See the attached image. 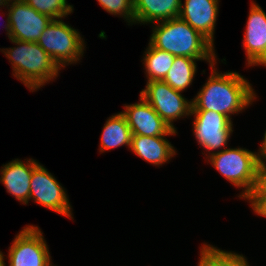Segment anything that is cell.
Instances as JSON below:
<instances>
[{"label": "cell", "instance_id": "52a82bcc", "mask_svg": "<svg viewBox=\"0 0 266 266\" xmlns=\"http://www.w3.org/2000/svg\"><path fill=\"white\" fill-rule=\"evenodd\" d=\"M8 6L11 7L8 8L5 29L9 39L37 42L44 29L53 20L37 12L23 0H9Z\"/></svg>", "mask_w": 266, "mask_h": 266}, {"label": "cell", "instance_id": "9c48e42d", "mask_svg": "<svg viewBox=\"0 0 266 266\" xmlns=\"http://www.w3.org/2000/svg\"><path fill=\"white\" fill-rule=\"evenodd\" d=\"M72 219L67 194L51 173L38 164L32 171L29 199Z\"/></svg>", "mask_w": 266, "mask_h": 266}, {"label": "cell", "instance_id": "4316f807", "mask_svg": "<svg viewBox=\"0 0 266 266\" xmlns=\"http://www.w3.org/2000/svg\"><path fill=\"white\" fill-rule=\"evenodd\" d=\"M8 3H9V0H0V6H3V7H5V6H7V8H8Z\"/></svg>", "mask_w": 266, "mask_h": 266}, {"label": "cell", "instance_id": "2e32d148", "mask_svg": "<svg viewBox=\"0 0 266 266\" xmlns=\"http://www.w3.org/2000/svg\"><path fill=\"white\" fill-rule=\"evenodd\" d=\"M181 0H134L135 23H156L179 17Z\"/></svg>", "mask_w": 266, "mask_h": 266}, {"label": "cell", "instance_id": "603a6c76", "mask_svg": "<svg viewBox=\"0 0 266 266\" xmlns=\"http://www.w3.org/2000/svg\"><path fill=\"white\" fill-rule=\"evenodd\" d=\"M249 198H266V162L258 160L257 181L253 193Z\"/></svg>", "mask_w": 266, "mask_h": 266}, {"label": "cell", "instance_id": "5bb4252c", "mask_svg": "<svg viewBox=\"0 0 266 266\" xmlns=\"http://www.w3.org/2000/svg\"><path fill=\"white\" fill-rule=\"evenodd\" d=\"M38 164L32 158L26 163L15 159L1 168L0 181L5 185L7 192L15 196L22 204H28L32 171Z\"/></svg>", "mask_w": 266, "mask_h": 266}, {"label": "cell", "instance_id": "277c9868", "mask_svg": "<svg viewBox=\"0 0 266 266\" xmlns=\"http://www.w3.org/2000/svg\"><path fill=\"white\" fill-rule=\"evenodd\" d=\"M214 168L236 187L244 188L240 198L248 199L257 181V153L244 148H226L209 152Z\"/></svg>", "mask_w": 266, "mask_h": 266}, {"label": "cell", "instance_id": "6da1fadb", "mask_svg": "<svg viewBox=\"0 0 266 266\" xmlns=\"http://www.w3.org/2000/svg\"><path fill=\"white\" fill-rule=\"evenodd\" d=\"M211 65L212 73L194 99L192 111H215L225 115L238 113L256 99L250 83L238 72L218 73Z\"/></svg>", "mask_w": 266, "mask_h": 266}, {"label": "cell", "instance_id": "8992f818", "mask_svg": "<svg viewBox=\"0 0 266 266\" xmlns=\"http://www.w3.org/2000/svg\"><path fill=\"white\" fill-rule=\"evenodd\" d=\"M140 96L173 130H175L173 120L191 115L192 101L189 102L180 91L174 90L163 80L147 82L146 88L140 92Z\"/></svg>", "mask_w": 266, "mask_h": 266}, {"label": "cell", "instance_id": "ffe728a7", "mask_svg": "<svg viewBox=\"0 0 266 266\" xmlns=\"http://www.w3.org/2000/svg\"><path fill=\"white\" fill-rule=\"evenodd\" d=\"M203 245L198 266H244L247 263L243 255L223 251L205 243Z\"/></svg>", "mask_w": 266, "mask_h": 266}, {"label": "cell", "instance_id": "cb8c5ba5", "mask_svg": "<svg viewBox=\"0 0 266 266\" xmlns=\"http://www.w3.org/2000/svg\"><path fill=\"white\" fill-rule=\"evenodd\" d=\"M256 214L266 217V198H248Z\"/></svg>", "mask_w": 266, "mask_h": 266}, {"label": "cell", "instance_id": "44dd1931", "mask_svg": "<svg viewBox=\"0 0 266 266\" xmlns=\"http://www.w3.org/2000/svg\"><path fill=\"white\" fill-rule=\"evenodd\" d=\"M37 12L51 17L53 20L62 19L73 12V6L66 0H23Z\"/></svg>", "mask_w": 266, "mask_h": 266}, {"label": "cell", "instance_id": "484cf974", "mask_svg": "<svg viewBox=\"0 0 266 266\" xmlns=\"http://www.w3.org/2000/svg\"><path fill=\"white\" fill-rule=\"evenodd\" d=\"M0 266H6L4 263V256L3 253L0 251Z\"/></svg>", "mask_w": 266, "mask_h": 266}, {"label": "cell", "instance_id": "3957f363", "mask_svg": "<svg viewBox=\"0 0 266 266\" xmlns=\"http://www.w3.org/2000/svg\"><path fill=\"white\" fill-rule=\"evenodd\" d=\"M10 41L17 46L1 51L11 60L13 75L27 88L35 91L58 76L60 68L37 42Z\"/></svg>", "mask_w": 266, "mask_h": 266}, {"label": "cell", "instance_id": "4fadbf2b", "mask_svg": "<svg viewBox=\"0 0 266 266\" xmlns=\"http://www.w3.org/2000/svg\"><path fill=\"white\" fill-rule=\"evenodd\" d=\"M179 17L214 45L219 0H185Z\"/></svg>", "mask_w": 266, "mask_h": 266}, {"label": "cell", "instance_id": "7402d4cb", "mask_svg": "<svg viewBox=\"0 0 266 266\" xmlns=\"http://www.w3.org/2000/svg\"><path fill=\"white\" fill-rule=\"evenodd\" d=\"M99 4L111 15L124 16L127 22H135L134 0H97Z\"/></svg>", "mask_w": 266, "mask_h": 266}, {"label": "cell", "instance_id": "5b68a950", "mask_svg": "<svg viewBox=\"0 0 266 266\" xmlns=\"http://www.w3.org/2000/svg\"><path fill=\"white\" fill-rule=\"evenodd\" d=\"M83 42L79 32L61 19L52 20L37 41L59 68L80 60L85 48Z\"/></svg>", "mask_w": 266, "mask_h": 266}, {"label": "cell", "instance_id": "d4e9b609", "mask_svg": "<svg viewBox=\"0 0 266 266\" xmlns=\"http://www.w3.org/2000/svg\"><path fill=\"white\" fill-rule=\"evenodd\" d=\"M257 156H258V160H263V159L265 160L266 159V131L264 134V139H263L261 148L259 149Z\"/></svg>", "mask_w": 266, "mask_h": 266}, {"label": "cell", "instance_id": "ba28073f", "mask_svg": "<svg viewBox=\"0 0 266 266\" xmlns=\"http://www.w3.org/2000/svg\"><path fill=\"white\" fill-rule=\"evenodd\" d=\"M38 226H26L9 247V266H52L50 253Z\"/></svg>", "mask_w": 266, "mask_h": 266}, {"label": "cell", "instance_id": "8fae6325", "mask_svg": "<svg viewBox=\"0 0 266 266\" xmlns=\"http://www.w3.org/2000/svg\"><path fill=\"white\" fill-rule=\"evenodd\" d=\"M121 113L125 116L132 135L154 137L177 133L167 125L142 96H140L139 103L126 105L124 112Z\"/></svg>", "mask_w": 266, "mask_h": 266}, {"label": "cell", "instance_id": "7c38bea8", "mask_svg": "<svg viewBox=\"0 0 266 266\" xmlns=\"http://www.w3.org/2000/svg\"><path fill=\"white\" fill-rule=\"evenodd\" d=\"M250 8L242 45L249 66H266V13L255 3Z\"/></svg>", "mask_w": 266, "mask_h": 266}, {"label": "cell", "instance_id": "e0dca14e", "mask_svg": "<svg viewBox=\"0 0 266 266\" xmlns=\"http://www.w3.org/2000/svg\"><path fill=\"white\" fill-rule=\"evenodd\" d=\"M132 132L127 124L125 116L120 112L109 117L104 125L100 152L127 145L130 148Z\"/></svg>", "mask_w": 266, "mask_h": 266}, {"label": "cell", "instance_id": "30bf717a", "mask_svg": "<svg viewBox=\"0 0 266 266\" xmlns=\"http://www.w3.org/2000/svg\"><path fill=\"white\" fill-rule=\"evenodd\" d=\"M194 115L193 132L198 143L208 151L227 147L232 121L215 111H191Z\"/></svg>", "mask_w": 266, "mask_h": 266}, {"label": "cell", "instance_id": "9a60e30c", "mask_svg": "<svg viewBox=\"0 0 266 266\" xmlns=\"http://www.w3.org/2000/svg\"><path fill=\"white\" fill-rule=\"evenodd\" d=\"M130 148L136 155L155 166L169 161L176 153L164 136L132 135Z\"/></svg>", "mask_w": 266, "mask_h": 266}, {"label": "cell", "instance_id": "d6986e66", "mask_svg": "<svg viewBox=\"0 0 266 266\" xmlns=\"http://www.w3.org/2000/svg\"><path fill=\"white\" fill-rule=\"evenodd\" d=\"M145 52L144 66L147 73V81L163 80L172 67L175 56L169 52L157 49L148 44Z\"/></svg>", "mask_w": 266, "mask_h": 266}, {"label": "cell", "instance_id": "7a4b0ae2", "mask_svg": "<svg viewBox=\"0 0 266 266\" xmlns=\"http://www.w3.org/2000/svg\"><path fill=\"white\" fill-rule=\"evenodd\" d=\"M153 27L149 43L157 49L173 56L207 60L210 66L215 64L213 45L180 17L161 21Z\"/></svg>", "mask_w": 266, "mask_h": 266}, {"label": "cell", "instance_id": "ac0fdd59", "mask_svg": "<svg viewBox=\"0 0 266 266\" xmlns=\"http://www.w3.org/2000/svg\"><path fill=\"white\" fill-rule=\"evenodd\" d=\"M195 58L175 56L172 67L163 79L174 90L184 91L192 84L196 73Z\"/></svg>", "mask_w": 266, "mask_h": 266}]
</instances>
